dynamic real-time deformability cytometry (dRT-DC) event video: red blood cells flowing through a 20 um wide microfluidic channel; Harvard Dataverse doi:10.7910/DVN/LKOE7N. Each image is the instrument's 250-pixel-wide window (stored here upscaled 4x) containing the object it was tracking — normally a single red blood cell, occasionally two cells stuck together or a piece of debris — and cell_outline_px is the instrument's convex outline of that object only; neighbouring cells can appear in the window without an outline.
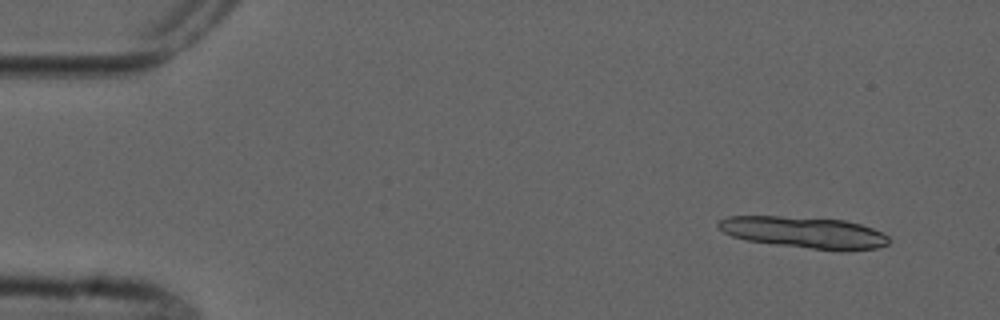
{"species": "common noctule bat (a hibernating species)", "species_latin": "Nyctalus noctula", "temperature_condition": "cold", "stored_images_in_passage": 5, "camera_frame_rate_fps": 3000, "um_per_image_px": 0.085, "animal": {"sex": "male", "forearm_length_mm": 52.5}, "frame": {"image": 1, "passage_image": 2, "time_ms": 1.0, "image_size_px": [1000, 320], "cell_outline_px": [[888, 244], [876, 248], [848, 252], [840, 252], [776, 244], [748, 240], [732, 236], [724, 232], [716, 224], [720, 220], [728, 216], [780, 216], [844, 220], [860, 224], [872, 228], [888, 236]], "centroid_in_image_um": [68.4, 19.77], "position_along_channel_um": 16.6, "area_um2": 31.27}}